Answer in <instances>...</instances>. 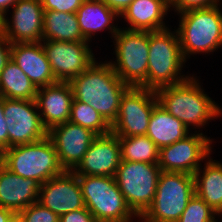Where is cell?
Wrapping results in <instances>:
<instances>
[{
	"mask_svg": "<svg viewBox=\"0 0 222 222\" xmlns=\"http://www.w3.org/2000/svg\"><path fill=\"white\" fill-rule=\"evenodd\" d=\"M37 88L21 68L10 59L0 73V96L9 99L36 100Z\"/></svg>",
	"mask_w": 222,
	"mask_h": 222,
	"instance_id": "obj_26",
	"label": "cell"
},
{
	"mask_svg": "<svg viewBox=\"0 0 222 222\" xmlns=\"http://www.w3.org/2000/svg\"><path fill=\"white\" fill-rule=\"evenodd\" d=\"M121 161L119 137L110 132L95 138L73 172L76 175L114 177Z\"/></svg>",
	"mask_w": 222,
	"mask_h": 222,
	"instance_id": "obj_17",
	"label": "cell"
},
{
	"mask_svg": "<svg viewBox=\"0 0 222 222\" xmlns=\"http://www.w3.org/2000/svg\"><path fill=\"white\" fill-rule=\"evenodd\" d=\"M112 9L119 17L134 0H101Z\"/></svg>",
	"mask_w": 222,
	"mask_h": 222,
	"instance_id": "obj_36",
	"label": "cell"
},
{
	"mask_svg": "<svg viewBox=\"0 0 222 222\" xmlns=\"http://www.w3.org/2000/svg\"><path fill=\"white\" fill-rule=\"evenodd\" d=\"M69 122L90 129L97 135L111 132V126L90 105L73 99Z\"/></svg>",
	"mask_w": 222,
	"mask_h": 222,
	"instance_id": "obj_28",
	"label": "cell"
},
{
	"mask_svg": "<svg viewBox=\"0 0 222 222\" xmlns=\"http://www.w3.org/2000/svg\"><path fill=\"white\" fill-rule=\"evenodd\" d=\"M3 151L0 149V164H2Z\"/></svg>",
	"mask_w": 222,
	"mask_h": 222,
	"instance_id": "obj_40",
	"label": "cell"
},
{
	"mask_svg": "<svg viewBox=\"0 0 222 222\" xmlns=\"http://www.w3.org/2000/svg\"><path fill=\"white\" fill-rule=\"evenodd\" d=\"M57 81L69 82L88 69L96 60L88 41H41Z\"/></svg>",
	"mask_w": 222,
	"mask_h": 222,
	"instance_id": "obj_13",
	"label": "cell"
},
{
	"mask_svg": "<svg viewBox=\"0 0 222 222\" xmlns=\"http://www.w3.org/2000/svg\"><path fill=\"white\" fill-rule=\"evenodd\" d=\"M69 84L74 99L90 105L110 126L117 118L121 97L129 88L107 61H95Z\"/></svg>",
	"mask_w": 222,
	"mask_h": 222,
	"instance_id": "obj_1",
	"label": "cell"
},
{
	"mask_svg": "<svg viewBox=\"0 0 222 222\" xmlns=\"http://www.w3.org/2000/svg\"><path fill=\"white\" fill-rule=\"evenodd\" d=\"M4 116L8 125V148L31 144L47 137L35 100L4 98Z\"/></svg>",
	"mask_w": 222,
	"mask_h": 222,
	"instance_id": "obj_12",
	"label": "cell"
},
{
	"mask_svg": "<svg viewBox=\"0 0 222 222\" xmlns=\"http://www.w3.org/2000/svg\"><path fill=\"white\" fill-rule=\"evenodd\" d=\"M220 0H170L169 7L174 9L177 14L192 10L205 9L217 5H221Z\"/></svg>",
	"mask_w": 222,
	"mask_h": 222,
	"instance_id": "obj_31",
	"label": "cell"
},
{
	"mask_svg": "<svg viewBox=\"0 0 222 222\" xmlns=\"http://www.w3.org/2000/svg\"><path fill=\"white\" fill-rule=\"evenodd\" d=\"M76 16L82 36L88 42L96 32L106 29L113 37L119 29L113 21L120 17L101 0H84Z\"/></svg>",
	"mask_w": 222,
	"mask_h": 222,
	"instance_id": "obj_22",
	"label": "cell"
},
{
	"mask_svg": "<svg viewBox=\"0 0 222 222\" xmlns=\"http://www.w3.org/2000/svg\"><path fill=\"white\" fill-rule=\"evenodd\" d=\"M203 169V171H202ZM195 193L202 198L216 213L222 215V163L206 159L204 168L195 174Z\"/></svg>",
	"mask_w": 222,
	"mask_h": 222,
	"instance_id": "obj_24",
	"label": "cell"
},
{
	"mask_svg": "<svg viewBox=\"0 0 222 222\" xmlns=\"http://www.w3.org/2000/svg\"><path fill=\"white\" fill-rule=\"evenodd\" d=\"M161 168L158 164L121 161L115 181L127 205L138 216L146 211L155 198Z\"/></svg>",
	"mask_w": 222,
	"mask_h": 222,
	"instance_id": "obj_9",
	"label": "cell"
},
{
	"mask_svg": "<svg viewBox=\"0 0 222 222\" xmlns=\"http://www.w3.org/2000/svg\"><path fill=\"white\" fill-rule=\"evenodd\" d=\"M74 96L69 82H60L37 89L36 103L44 127L69 121Z\"/></svg>",
	"mask_w": 222,
	"mask_h": 222,
	"instance_id": "obj_18",
	"label": "cell"
},
{
	"mask_svg": "<svg viewBox=\"0 0 222 222\" xmlns=\"http://www.w3.org/2000/svg\"><path fill=\"white\" fill-rule=\"evenodd\" d=\"M177 30L168 28L149 32L148 72L142 88H158L179 84L189 75H181L185 65Z\"/></svg>",
	"mask_w": 222,
	"mask_h": 222,
	"instance_id": "obj_3",
	"label": "cell"
},
{
	"mask_svg": "<svg viewBox=\"0 0 222 222\" xmlns=\"http://www.w3.org/2000/svg\"><path fill=\"white\" fill-rule=\"evenodd\" d=\"M182 55L187 61L191 55L214 53L222 47V12L220 5L192 9L177 14Z\"/></svg>",
	"mask_w": 222,
	"mask_h": 222,
	"instance_id": "obj_4",
	"label": "cell"
},
{
	"mask_svg": "<svg viewBox=\"0 0 222 222\" xmlns=\"http://www.w3.org/2000/svg\"><path fill=\"white\" fill-rule=\"evenodd\" d=\"M84 0H41L43 10L76 13Z\"/></svg>",
	"mask_w": 222,
	"mask_h": 222,
	"instance_id": "obj_32",
	"label": "cell"
},
{
	"mask_svg": "<svg viewBox=\"0 0 222 222\" xmlns=\"http://www.w3.org/2000/svg\"><path fill=\"white\" fill-rule=\"evenodd\" d=\"M17 1L18 0H0V19L7 15V12L10 11L9 8H12Z\"/></svg>",
	"mask_w": 222,
	"mask_h": 222,
	"instance_id": "obj_37",
	"label": "cell"
},
{
	"mask_svg": "<svg viewBox=\"0 0 222 222\" xmlns=\"http://www.w3.org/2000/svg\"><path fill=\"white\" fill-rule=\"evenodd\" d=\"M59 222H97L95 217L87 208L65 213L59 217Z\"/></svg>",
	"mask_w": 222,
	"mask_h": 222,
	"instance_id": "obj_33",
	"label": "cell"
},
{
	"mask_svg": "<svg viewBox=\"0 0 222 222\" xmlns=\"http://www.w3.org/2000/svg\"><path fill=\"white\" fill-rule=\"evenodd\" d=\"M11 59L37 89L58 82L53 75L42 42L11 44Z\"/></svg>",
	"mask_w": 222,
	"mask_h": 222,
	"instance_id": "obj_19",
	"label": "cell"
},
{
	"mask_svg": "<svg viewBox=\"0 0 222 222\" xmlns=\"http://www.w3.org/2000/svg\"><path fill=\"white\" fill-rule=\"evenodd\" d=\"M11 42L0 30V73L11 59Z\"/></svg>",
	"mask_w": 222,
	"mask_h": 222,
	"instance_id": "obj_34",
	"label": "cell"
},
{
	"mask_svg": "<svg viewBox=\"0 0 222 222\" xmlns=\"http://www.w3.org/2000/svg\"><path fill=\"white\" fill-rule=\"evenodd\" d=\"M122 161L158 164L159 148L147 135L119 137Z\"/></svg>",
	"mask_w": 222,
	"mask_h": 222,
	"instance_id": "obj_27",
	"label": "cell"
},
{
	"mask_svg": "<svg viewBox=\"0 0 222 222\" xmlns=\"http://www.w3.org/2000/svg\"><path fill=\"white\" fill-rule=\"evenodd\" d=\"M4 98L0 96V149L2 151L8 149V125L3 112Z\"/></svg>",
	"mask_w": 222,
	"mask_h": 222,
	"instance_id": "obj_35",
	"label": "cell"
},
{
	"mask_svg": "<svg viewBox=\"0 0 222 222\" xmlns=\"http://www.w3.org/2000/svg\"><path fill=\"white\" fill-rule=\"evenodd\" d=\"M216 213L196 193L190 198L187 206L177 222H217Z\"/></svg>",
	"mask_w": 222,
	"mask_h": 222,
	"instance_id": "obj_29",
	"label": "cell"
},
{
	"mask_svg": "<svg viewBox=\"0 0 222 222\" xmlns=\"http://www.w3.org/2000/svg\"><path fill=\"white\" fill-rule=\"evenodd\" d=\"M194 194V175L161 171L155 198L139 220L142 222H177Z\"/></svg>",
	"mask_w": 222,
	"mask_h": 222,
	"instance_id": "obj_6",
	"label": "cell"
},
{
	"mask_svg": "<svg viewBox=\"0 0 222 222\" xmlns=\"http://www.w3.org/2000/svg\"><path fill=\"white\" fill-rule=\"evenodd\" d=\"M190 76L187 80L156 90L158 103L180 120L189 130L200 129L208 121L222 116V107L201 88V82Z\"/></svg>",
	"mask_w": 222,
	"mask_h": 222,
	"instance_id": "obj_2",
	"label": "cell"
},
{
	"mask_svg": "<svg viewBox=\"0 0 222 222\" xmlns=\"http://www.w3.org/2000/svg\"><path fill=\"white\" fill-rule=\"evenodd\" d=\"M195 131L184 139L159 149L158 166L161 171L181 172L194 175L212 152V140Z\"/></svg>",
	"mask_w": 222,
	"mask_h": 222,
	"instance_id": "obj_11",
	"label": "cell"
},
{
	"mask_svg": "<svg viewBox=\"0 0 222 222\" xmlns=\"http://www.w3.org/2000/svg\"><path fill=\"white\" fill-rule=\"evenodd\" d=\"M11 15V19L4 16L0 20V30L12 44L42 41L44 10L41 0H18Z\"/></svg>",
	"mask_w": 222,
	"mask_h": 222,
	"instance_id": "obj_14",
	"label": "cell"
},
{
	"mask_svg": "<svg viewBox=\"0 0 222 222\" xmlns=\"http://www.w3.org/2000/svg\"><path fill=\"white\" fill-rule=\"evenodd\" d=\"M2 164L11 172L34 179L40 185L65 172L48 137L35 143L9 147L3 151Z\"/></svg>",
	"mask_w": 222,
	"mask_h": 222,
	"instance_id": "obj_5",
	"label": "cell"
},
{
	"mask_svg": "<svg viewBox=\"0 0 222 222\" xmlns=\"http://www.w3.org/2000/svg\"><path fill=\"white\" fill-rule=\"evenodd\" d=\"M40 184L30 178H23L0 164V206L20 213L38 202Z\"/></svg>",
	"mask_w": 222,
	"mask_h": 222,
	"instance_id": "obj_20",
	"label": "cell"
},
{
	"mask_svg": "<svg viewBox=\"0 0 222 222\" xmlns=\"http://www.w3.org/2000/svg\"><path fill=\"white\" fill-rule=\"evenodd\" d=\"M157 103L155 90L129 87L121 97L119 112L111 125V132L118 137L146 135L150 116Z\"/></svg>",
	"mask_w": 222,
	"mask_h": 222,
	"instance_id": "obj_10",
	"label": "cell"
},
{
	"mask_svg": "<svg viewBox=\"0 0 222 222\" xmlns=\"http://www.w3.org/2000/svg\"><path fill=\"white\" fill-rule=\"evenodd\" d=\"M98 135L72 122L53 126L47 137L52 141L65 171H73Z\"/></svg>",
	"mask_w": 222,
	"mask_h": 222,
	"instance_id": "obj_15",
	"label": "cell"
},
{
	"mask_svg": "<svg viewBox=\"0 0 222 222\" xmlns=\"http://www.w3.org/2000/svg\"><path fill=\"white\" fill-rule=\"evenodd\" d=\"M85 207L97 222H133L138 216L127 205L115 177L77 175Z\"/></svg>",
	"mask_w": 222,
	"mask_h": 222,
	"instance_id": "obj_7",
	"label": "cell"
},
{
	"mask_svg": "<svg viewBox=\"0 0 222 222\" xmlns=\"http://www.w3.org/2000/svg\"><path fill=\"white\" fill-rule=\"evenodd\" d=\"M38 202L59 217L86 208L78 177L73 171H65L41 184Z\"/></svg>",
	"mask_w": 222,
	"mask_h": 222,
	"instance_id": "obj_16",
	"label": "cell"
},
{
	"mask_svg": "<svg viewBox=\"0 0 222 222\" xmlns=\"http://www.w3.org/2000/svg\"><path fill=\"white\" fill-rule=\"evenodd\" d=\"M45 40L85 41L79 28L76 13L44 10L42 41Z\"/></svg>",
	"mask_w": 222,
	"mask_h": 222,
	"instance_id": "obj_25",
	"label": "cell"
},
{
	"mask_svg": "<svg viewBox=\"0 0 222 222\" xmlns=\"http://www.w3.org/2000/svg\"><path fill=\"white\" fill-rule=\"evenodd\" d=\"M10 222H23L21 218L16 214Z\"/></svg>",
	"mask_w": 222,
	"mask_h": 222,
	"instance_id": "obj_39",
	"label": "cell"
},
{
	"mask_svg": "<svg viewBox=\"0 0 222 222\" xmlns=\"http://www.w3.org/2000/svg\"><path fill=\"white\" fill-rule=\"evenodd\" d=\"M23 222H59V216L35 202L17 214Z\"/></svg>",
	"mask_w": 222,
	"mask_h": 222,
	"instance_id": "obj_30",
	"label": "cell"
},
{
	"mask_svg": "<svg viewBox=\"0 0 222 222\" xmlns=\"http://www.w3.org/2000/svg\"><path fill=\"white\" fill-rule=\"evenodd\" d=\"M115 61H108L129 87H143L148 72L149 32L119 28L113 36Z\"/></svg>",
	"mask_w": 222,
	"mask_h": 222,
	"instance_id": "obj_8",
	"label": "cell"
},
{
	"mask_svg": "<svg viewBox=\"0 0 222 222\" xmlns=\"http://www.w3.org/2000/svg\"><path fill=\"white\" fill-rule=\"evenodd\" d=\"M190 131L180 120L157 103L150 116L146 135L160 149L184 139Z\"/></svg>",
	"mask_w": 222,
	"mask_h": 222,
	"instance_id": "obj_23",
	"label": "cell"
},
{
	"mask_svg": "<svg viewBox=\"0 0 222 222\" xmlns=\"http://www.w3.org/2000/svg\"><path fill=\"white\" fill-rule=\"evenodd\" d=\"M16 214L0 206V222H10Z\"/></svg>",
	"mask_w": 222,
	"mask_h": 222,
	"instance_id": "obj_38",
	"label": "cell"
},
{
	"mask_svg": "<svg viewBox=\"0 0 222 222\" xmlns=\"http://www.w3.org/2000/svg\"><path fill=\"white\" fill-rule=\"evenodd\" d=\"M170 10L168 0H134L120 17L126 29L152 32L168 28L163 20Z\"/></svg>",
	"mask_w": 222,
	"mask_h": 222,
	"instance_id": "obj_21",
	"label": "cell"
}]
</instances>
